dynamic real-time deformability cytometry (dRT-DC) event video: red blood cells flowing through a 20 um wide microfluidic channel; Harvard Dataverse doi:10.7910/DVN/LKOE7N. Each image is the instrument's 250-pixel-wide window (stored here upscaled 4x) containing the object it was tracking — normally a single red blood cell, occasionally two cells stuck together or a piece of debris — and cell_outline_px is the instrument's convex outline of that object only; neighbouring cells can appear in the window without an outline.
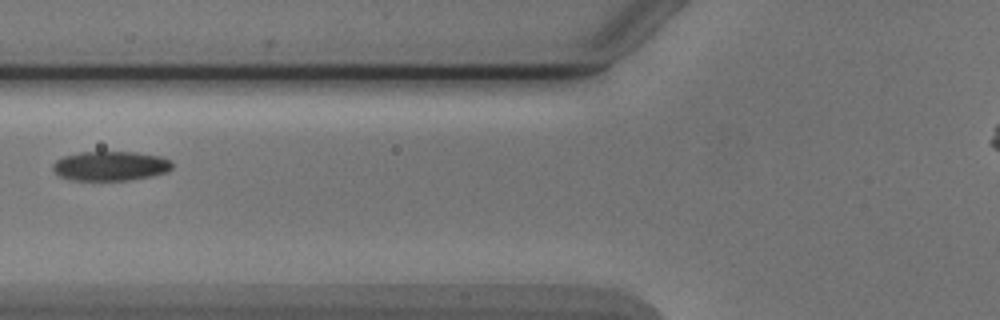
{"species": "Egyptian fruit bat (a non-hibernating species)", "species_latin": "Rousettus aegyptiacus", "temperature_condition": "cold", "stored_images_in_passage": 2, "camera_frame_rate_fps": 3000, "um_per_image_px": 0.085, "animal": {"sex": "male"}, "frame": {"image": 1, "passage_image": 2, "time_ms": 1.0, "image_size_px": [1000, 320], "cell_outline_px": [[172, 168], [168, 172], [152, 176], [128, 180], [72, 180], [60, 176], [52, 168], [52, 164], [56, 160], [64, 156], [80, 152], [136, 152], [160, 156], [168, 160], [172, 164]], "centroid_in_image_um": [9.39, 14.11], "position_along_channel_um": 116.4, "area_um2": 20.46}}